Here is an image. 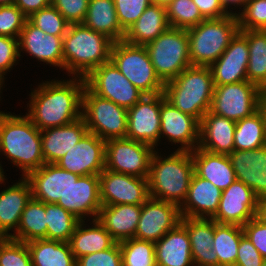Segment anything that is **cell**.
<instances>
[{
	"mask_svg": "<svg viewBox=\"0 0 266 266\" xmlns=\"http://www.w3.org/2000/svg\"><path fill=\"white\" fill-rule=\"evenodd\" d=\"M256 217L266 224V197L258 199Z\"/></svg>",
	"mask_w": 266,
	"mask_h": 266,
	"instance_id": "cell-55",
	"label": "cell"
},
{
	"mask_svg": "<svg viewBox=\"0 0 266 266\" xmlns=\"http://www.w3.org/2000/svg\"><path fill=\"white\" fill-rule=\"evenodd\" d=\"M193 151L191 154L194 172L198 176L210 181L222 191L236 180V174L228 155L211 153L199 147Z\"/></svg>",
	"mask_w": 266,
	"mask_h": 266,
	"instance_id": "cell-30",
	"label": "cell"
},
{
	"mask_svg": "<svg viewBox=\"0 0 266 266\" xmlns=\"http://www.w3.org/2000/svg\"><path fill=\"white\" fill-rule=\"evenodd\" d=\"M239 31L238 18L234 15L204 19L188 28L192 66H210L219 59Z\"/></svg>",
	"mask_w": 266,
	"mask_h": 266,
	"instance_id": "cell-6",
	"label": "cell"
},
{
	"mask_svg": "<svg viewBox=\"0 0 266 266\" xmlns=\"http://www.w3.org/2000/svg\"><path fill=\"white\" fill-rule=\"evenodd\" d=\"M265 92L248 80L215 86L210 112L234 121L258 111Z\"/></svg>",
	"mask_w": 266,
	"mask_h": 266,
	"instance_id": "cell-10",
	"label": "cell"
},
{
	"mask_svg": "<svg viewBox=\"0 0 266 266\" xmlns=\"http://www.w3.org/2000/svg\"><path fill=\"white\" fill-rule=\"evenodd\" d=\"M181 218L178 205L150 197L142 205L134 238L155 243L174 229Z\"/></svg>",
	"mask_w": 266,
	"mask_h": 266,
	"instance_id": "cell-16",
	"label": "cell"
},
{
	"mask_svg": "<svg viewBox=\"0 0 266 266\" xmlns=\"http://www.w3.org/2000/svg\"><path fill=\"white\" fill-rule=\"evenodd\" d=\"M170 27L188 29L204 20L192 0H174L166 7Z\"/></svg>",
	"mask_w": 266,
	"mask_h": 266,
	"instance_id": "cell-42",
	"label": "cell"
},
{
	"mask_svg": "<svg viewBox=\"0 0 266 266\" xmlns=\"http://www.w3.org/2000/svg\"><path fill=\"white\" fill-rule=\"evenodd\" d=\"M10 238L25 243L47 239L45 203L32 197L22 212L17 231Z\"/></svg>",
	"mask_w": 266,
	"mask_h": 266,
	"instance_id": "cell-36",
	"label": "cell"
},
{
	"mask_svg": "<svg viewBox=\"0 0 266 266\" xmlns=\"http://www.w3.org/2000/svg\"><path fill=\"white\" fill-rule=\"evenodd\" d=\"M2 82H3V81L0 79V89H1V87H2Z\"/></svg>",
	"mask_w": 266,
	"mask_h": 266,
	"instance_id": "cell-62",
	"label": "cell"
},
{
	"mask_svg": "<svg viewBox=\"0 0 266 266\" xmlns=\"http://www.w3.org/2000/svg\"><path fill=\"white\" fill-rule=\"evenodd\" d=\"M121 28L127 30L138 20L151 0H113Z\"/></svg>",
	"mask_w": 266,
	"mask_h": 266,
	"instance_id": "cell-47",
	"label": "cell"
},
{
	"mask_svg": "<svg viewBox=\"0 0 266 266\" xmlns=\"http://www.w3.org/2000/svg\"><path fill=\"white\" fill-rule=\"evenodd\" d=\"M84 79L92 93L125 109L132 108L145 95L111 61L92 70Z\"/></svg>",
	"mask_w": 266,
	"mask_h": 266,
	"instance_id": "cell-11",
	"label": "cell"
},
{
	"mask_svg": "<svg viewBox=\"0 0 266 266\" xmlns=\"http://www.w3.org/2000/svg\"><path fill=\"white\" fill-rule=\"evenodd\" d=\"M243 232L261 256L266 259V224L255 216L243 226Z\"/></svg>",
	"mask_w": 266,
	"mask_h": 266,
	"instance_id": "cell-51",
	"label": "cell"
},
{
	"mask_svg": "<svg viewBox=\"0 0 266 266\" xmlns=\"http://www.w3.org/2000/svg\"><path fill=\"white\" fill-rule=\"evenodd\" d=\"M145 48L157 76L164 84L192 66L187 29L169 27Z\"/></svg>",
	"mask_w": 266,
	"mask_h": 266,
	"instance_id": "cell-7",
	"label": "cell"
},
{
	"mask_svg": "<svg viewBox=\"0 0 266 266\" xmlns=\"http://www.w3.org/2000/svg\"><path fill=\"white\" fill-rule=\"evenodd\" d=\"M260 112H261V115L263 117V121H264V127H265V133H266V93L259 105V109H258Z\"/></svg>",
	"mask_w": 266,
	"mask_h": 266,
	"instance_id": "cell-57",
	"label": "cell"
},
{
	"mask_svg": "<svg viewBox=\"0 0 266 266\" xmlns=\"http://www.w3.org/2000/svg\"><path fill=\"white\" fill-rule=\"evenodd\" d=\"M142 205L101 206L97 220L116 242L134 238Z\"/></svg>",
	"mask_w": 266,
	"mask_h": 266,
	"instance_id": "cell-29",
	"label": "cell"
},
{
	"mask_svg": "<svg viewBox=\"0 0 266 266\" xmlns=\"http://www.w3.org/2000/svg\"><path fill=\"white\" fill-rule=\"evenodd\" d=\"M119 244L122 266H156L154 242L130 238Z\"/></svg>",
	"mask_w": 266,
	"mask_h": 266,
	"instance_id": "cell-41",
	"label": "cell"
},
{
	"mask_svg": "<svg viewBox=\"0 0 266 266\" xmlns=\"http://www.w3.org/2000/svg\"><path fill=\"white\" fill-rule=\"evenodd\" d=\"M236 121L208 111L200 121L199 148L215 154L234 151Z\"/></svg>",
	"mask_w": 266,
	"mask_h": 266,
	"instance_id": "cell-24",
	"label": "cell"
},
{
	"mask_svg": "<svg viewBox=\"0 0 266 266\" xmlns=\"http://www.w3.org/2000/svg\"><path fill=\"white\" fill-rule=\"evenodd\" d=\"M76 266H122L119 242H115L106 250L77 258Z\"/></svg>",
	"mask_w": 266,
	"mask_h": 266,
	"instance_id": "cell-48",
	"label": "cell"
},
{
	"mask_svg": "<svg viewBox=\"0 0 266 266\" xmlns=\"http://www.w3.org/2000/svg\"><path fill=\"white\" fill-rule=\"evenodd\" d=\"M80 176L61 169L56 164L45 163L25 178L31 186L32 197L43 203L56 204Z\"/></svg>",
	"mask_w": 266,
	"mask_h": 266,
	"instance_id": "cell-20",
	"label": "cell"
},
{
	"mask_svg": "<svg viewBox=\"0 0 266 266\" xmlns=\"http://www.w3.org/2000/svg\"><path fill=\"white\" fill-rule=\"evenodd\" d=\"M18 38L0 36V79L3 81L4 73L16 63L20 57Z\"/></svg>",
	"mask_w": 266,
	"mask_h": 266,
	"instance_id": "cell-50",
	"label": "cell"
},
{
	"mask_svg": "<svg viewBox=\"0 0 266 266\" xmlns=\"http://www.w3.org/2000/svg\"><path fill=\"white\" fill-rule=\"evenodd\" d=\"M28 20L44 33L55 36H64L69 26V23L52 4L33 13Z\"/></svg>",
	"mask_w": 266,
	"mask_h": 266,
	"instance_id": "cell-43",
	"label": "cell"
},
{
	"mask_svg": "<svg viewBox=\"0 0 266 266\" xmlns=\"http://www.w3.org/2000/svg\"><path fill=\"white\" fill-rule=\"evenodd\" d=\"M3 181H4V174H3L2 167L0 166V182L2 183Z\"/></svg>",
	"mask_w": 266,
	"mask_h": 266,
	"instance_id": "cell-60",
	"label": "cell"
},
{
	"mask_svg": "<svg viewBox=\"0 0 266 266\" xmlns=\"http://www.w3.org/2000/svg\"><path fill=\"white\" fill-rule=\"evenodd\" d=\"M154 151L149 169L150 197L181 206L185 201L194 174L190 151L176 150L162 160Z\"/></svg>",
	"mask_w": 266,
	"mask_h": 266,
	"instance_id": "cell-3",
	"label": "cell"
},
{
	"mask_svg": "<svg viewBox=\"0 0 266 266\" xmlns=\"http://www.w3.org/2000/svg\"><path fill=\"white\" fill-rule=\"evenodd\" d=\"M32 266H76L69 242L38 239L27 243Z\"/></svg>",
	"mask_w": 266,
	"mask_h": 266,
	"instance_id": "cell-35",
	"label": "cell"
},
{
	"mask_svg": "<svg viewBox=\"0 0 266 266\" xmlns=\"http://www.w3.org/2000/svg\"><path fill=\"white\" fill-rule=\"evenodd\" d=\"M18 45L38 60L64 68L63 36L44 33L27 19L19 35Z\"/></svg>",
	"mask_w": 266,
	"mask_h": 266,
	"instance_id": "cell-23",
	"label": "cell"
},
{
	"mask_svg": "<svg viewBox=\"0 0 266 266\" xmlns=\"http://www.w3.org/2000/svg\"><path fill=\"white\" fill-rule=\"evenodd\" d=\"M264 260L252 242L243 235L238 246L235 266H262Z\"/></svg>",
	"mask_w": 266,
	"mask_h": 266,
	"instance_id": "cell-52",
	"label": "cell"
},
{
	"mask_svg": "<svg viewBox=\"0 0 266 266\" xmlns=\"http://www.w3.org/2000/svg\"><path fill=\"white\" fill-rule=\"evenodd\" d=\"M47 239L69 242L80 220L57 204L45 203Z\"/></svg>",
	"mask_w": 266,
	"mask_h": 266,
	"instance_id": "cell-40",
	"label": "cell"
},
{
	"mask_svg": "<svg viewBox=\"0 0 266 266\" xmlns=\"http://www.w3.org/2000/svg\"><path fill=\"white\" fill-rule=\"evenodd\" d=\"M153 147L128 138L110 139L105 145V169L148 178Z\"/></svg>",
	"mask_w": 266,
	"mask_h": 266,
	"instance_id": "cell-12",
	"label": "cell"
},
{
	"mask_svg": "<svg viewBox=\"0 0 266 266\" xmlns=\"http://www.w3.org/2000/svg\"><path fill=\"white\" fill-rule=\"evenodd\" d=\"M83 222L80 220L69 240L75 259L106 250L116 242L97 219L92 228H82Z\"/></svg>",
	"mask_w": 266,
	"mask_h": 266,
	"instance_id": "cell-34",
	"label": "cell"
},
{
	"mask_svg": "<svg viewBox=\"0 0 266 266\" xmlns=\"http://www.w3.org/2000/svg\"><path fill=\"white\" fill-rule=\"evenodd\" d=\"M262 266H266V259L264 260Z\"/></svg>",
	"mask_w": 266,
	"mask_h": 266,
	"instance_id": "cell-61",
	"label": "cell"
},
{
	"mask_svg": "<svg viewBox=\"0 0 266 266\" xmlns=\"http://www.w3.org/2000/svg\"><path fill=\"white\" fill-rule=\"evenodd\" d=\"M51 4L62 14L69 24L83 23L89 0H51Z\"/></svg>",
	"mask_w": 266,
	"mask_h": 266,
	"instance_id": "cell-49",
	"label": "cell"
},
{
	"mask_svg": "<svg viewBox=\"0 0 266 266\" xmlns=\"http://www.w3.org/2000/svg\"><path fill=\"white\" fill-rule=\"evenodd\" d=\"M247 2H248V0H220V3L222 5L224 11L226 13H228L229 15H234L236 17L238 16V14L237 13H232V12L229 13L228 10H227L229 7H227V6H229L230 4L231 5L234 4V6H235V4L239 5V6L242 5V6H244L243 7V9H244L246 4H247Z\"/></svg>",
	"mask_w": 266,
	"mask_h": 266,
	"instance_id": "cell-56",
	"label": "cell"
},
{
	"mask_svg": "<svg viewBox=\"0 0 266 266\" xmlns=\"http://www.w3.org/2000/svg\"><path fill=\"white\" fill-rule=\"evenodd\" d=\"M81 117L88 132L104 141L126 138L127 109L92 93L86 86L82 93Z\"/></svg>",
	"mask_w": 266,
	"mask_h": 266,
	"instance_id": "cell-9",
	"label": "cell"
},
{
	"mask_svg": "<svg viewBox=\"0 0 266 266\" xmlns=\"http://www.w3.org/2000/svg\"><path fill=\"white\" fill-rule=\"evenodd\" d=\"M214 82L209 66H190L164 84L165 99L199 121L210 111Z\"/></svg>",
	"mask_w": 266,
	"mask_h": 266,
	"instance_id": "cell-5",
	"label": "cell"
},
{
	"mask_svg": "<svg viewBox=\"0 0 266 266\" xmlns=\"http://www.w3.org/2000/svg\"><path fill=\"white\" fill-rule=\"evenodd\" d=\"M78 81V82H76ZM85 79L42 83L31 93L26 116L41 131L70 124L81 118Z\"/></svg>",
	"mask_w": 266,
	"mask_h": 266,
	"instance_id": "cell-1",
	"label": "cell"
},
{
	"mask_svg": "<svg viewBox=\"0 0 266 266\" xmlns=\"http://www.w3.org/2000/svg\"><path fill=\"white\" fill-rule=\"evenodd\" d=\"M56 204L71 212L79 220H83L86 214H92L94 219H97L102 206L99 175L80 176Z\"/></svg>",
	"mask_w": 266,
	"mask_h": 266,
	"instance_id": "cell-21",
	"label": "cell"
},
{
	"mask_svg": "<svg viewBox=\"0 0 266 266\" xmlns=\"http://www.w3.org/2000/svg\"><path fill=\"white\" fill-rule=\"evenodd\" d=\"M169 27L166 7L151 4L127 30L124 40L134 45L145 46Z\"/></svg>",
	"mask_w": 266,
	"mask_h": 266,
	"instance_id": "cell-32",
	"label": "cell"
},
{
	"mask_svg": "<svg viewBox=\"0 0 266 266\" xmlns=\"http://www.w3.org/2000/svg\"><path fill=\"white\" fill-rule=\"evenodd\" d=\"M258 198L253 190L240 180H235L222 191L218 211L212 217L219 224L244 226L257 214Z\"/></svg>",
	"mask_w": 266,
	"mask_h": 266,
	"instance_id": "cell-17",
	"label": "cell"
},
{
	"mask_svg": "<svg viewBox=\"0 0 266 266\" xmlns=\"http://www.w3.org/2000/svg\"><path fill=\"white\" fill-rule=\"evenodd\" d=\"M221 196V189L194 172L186 199L180 206L181 217L206 218L205 214L212 218L218 211Z\"/></svg>",
	"mask_w": 266,
	"mask_h": 266,
	"instance_id": "cell-26",
	"label": "cell"
},
{
	"mask_svg": "<svg viewBox=\"0 0 266 266\" xmlns=\"http://www.w3.org/2000/svg\"><path fill=\"white\" fill-rule=\"evenodd\" d=\"M228 157L236 179L250 187L258 199L266 197V145L251 151L234 150Z\"/></svg>",
	"mask_w": 266,
	"mask_h": 266,
	"instance_id": "cell-22",
	"label": "cell"
},
{
	"mask_svg": "<svg viewBox=\"0 0 266 266\" xmlns=\"http://www.w3.org/2000/svg\"><path fill=\"white\" fill-rule=\"evenodd\" d=\"M173 1L174 0H151L152 4L160 5V6H163V7H167Z\"/></svg>",
	"mask_w": 266,
	"mask_h": 266,
	"instance_id": "cell-58",
	"label": "cell"
},
{
	"mask_svg": "<svg viewBox=\"0 0 266 266\" xmlns=\"http://www.w3.org/2000/svg\"><path fill=\"white\" fill-rule=\"evenodd\" d=\"M248 61L249 45L247 37L239 31L219 59L209 66L214 86L248 80Z\"/></svg>",
	"mask_w": 266,
	"mask_h": 266,
	"instance_id": "cell-19",
	"label": "cell"
},
{
	"mask_svg": "<svg viewBox=\"0 0 266 266\" xmlns=\"http://www.w3.org/2000/svg\"><path fill=\"white\" fill-rule=\"evenodd\" d=\"M15 0H0V5L4 4H14Z\"/></svg>",
	"mask_w": 266,
	"mask_h": 266,
	"instance_id": "cell-59",
	"label": "cell"
},
{
	"mask_svg": "<svg viewBox=\"0 0 266 266\" xmlns=\"http://www.w3.org/2000/svg\"><path fill=\"white\" fill-rule=\"evenodd\" d=\"M160 120V138L163 134L170 142L180 143L182 147L177 150L191 152L199 146L200 121L173 106L165 99L163 93H161Z\"/></svg>",
	"mask_w": 266,
	"mask_h": 266,
	"instance_id": "cell-18",
	"label": "cell"
},
{
	"mask_svg": "<svg viewBox=\"0 0 266 266\" xmlns=\"http://www.w3.org/2000/svg\"><path fill=\"white\" fill-rule=\"evenodd\" d=\"M243 235L242 226L219 224L215 221L212 249L218 256V266H235L238 246Z\"/></svg>",
	"mask_w": 266,
	"mask_h": 266,
	"instance_id": "cell-38",
	"label": "cell"
},
{
	"mask_svg": "<svg viewBox=\"0 0 266 266\" xmlns=\"http://www.w3.org/2000/svg\"><path fill=\"white\" fill-rule=\"evenodd\" d=\"M83 24L114 42L124 40L126 32L118 21L113 0H89Z\"/></svg>",
	"mask_w": 266,
	"mask_h": 266,
	"instance_id": "cell-33",
	"label": "cell"
},
{
	"mask_svg": "<svg viewBox=\"0 0 266 266\" xmlns=\"http://www.w3.org/2000/svg\"><path fill=\"white\" fill-rule=\"evenodd\" d=\"M110 61L145 95L163 93L164 83L157 76L145 46L125 40L114 42Z\"/></svg>",
	"mask_w": 266,
	"mask_h": 266,
	"instance_id": "cell-8",
	"label": "cell"
},
{
	"mask_svg": "<svg viewBox=\"0 0 266 266\" xmlns=\"http://www.w3.org/2000/svg\"><path fill=\"white\" fill-rule=\"evenodd\" d=\"M199 9L204 19H215L228 16L220 3V0H192Z\"/></svg>",
	"mask_w": 266,
	"mask_h": 266,
	"instance_id": "cell-53",
	"label": "cell"
},
{
	"mask_svg": "<svg viewBox=\"0 0 266 266\" xmlns=\"http://www.w3.org/2000/svg\"><path fill=\"white\" fill-rule=\"evenodd\" d=\"M180 223L187 229L191 255L195 266H218L213 247L215 221L212 218L182 217Z\"/></svg>",
	"mask_w": 266,
	"mask_h": 266,
	"instance_id": "cell-27",
	"label": "cell"
},
{
	"mask_svg": "<svg viewBox=\"0 0 266 266\" xmlns=\"http://www.w3.org/2000/svg\"><path fill=\"white\" fill-rule=\"evenodd\" d=\"M237 18L240 30H266V0H248Z\"/></svg>",
	"mask_w": 266,
	"mask_h": 266,
	"instance_id": "cell-45",
	"label": "cell"
},
{
	"mask_svg": "<svg viewBox=\"0 0 266 266\" xmlns=\"http://www.w3.org/2000/svg\"><path fill=\"white\" fill-rule=\"evenodd\" d=\"M161 93L144 95L132 108L127 109L126 138L154 145L160 139Z\"/></svg>",
	"mask_w": 266,
	"mask_h": 266,
	"instance_id": "cell-14",
	"label": "cell"
},
{
	"mask_svg": "<svg viewBox=\"0 0 266 266\" xmlns=\"http://www.w3.org/2000/svg\"><path fill=\"white\" fill-rule=\"evenodd\" d=\"M0 150L23 170L24 177L45 164L41 131L27 116L0 112Z\"/></svg>",
	"mask_w": 266,
	"mask_h": 266,
	"instance_id": "cell-2",
	"label": "cell"
},
{
	"mask_svg": "<svg viewBox=\"0 0 266 266\" xmlns=\"http://www.w3.org/2000/svg\"><path fill=\"white\" fill-rule=\"evenodd\" d=\"M0 266H32L27 243L0 238Z\"/></svg>",
	"mask_w": 266,
	"mask_h": 266,
	"instance_id": "cell-44",
	"label": "cell"
},
{
	"mask_svg": "<svg viewBox=\"0 0 266 266\" xmlns=\"http://www.w3.org/2000/svg\"><path fill=\"white\" fill-rule=\"evenodd\" d=\"M32 198L31 186L23 177L19 183L0 193V238H8V232L17 231L20 218L27 202Z\"/></svg>",
	"mask_w": 266,
	"mask_h": 266,
	"instance_id": "cell-31",
	"label": "cell"
},
{
	"mask_svg": "<svg viewBox=\"0 0 266 266\" xmlns=\"http://www.w3.org/2000/svg\"><path fill=\"white\" fill-rule=\"evenodd\" d=\"M99 179L102 206L143 205L150 198L147 178L104 169Z\"/></svg>",
	"mask_w": 266,
	"mask_h": 266,
	"instance_id": "cell-13",
	"label": "cell"
},
{
	"mask_svg": "<svg viewBox=\"0 0 266 266\" xmlns=\"http://www.w3.org/2000/svg\"><path fill=\"white\" fill-rule=\"evenodd\" d=\"M249 45L247 78L266 93V30H240Z\"/></svg>",
	"mask_w": 266,
	"mask_h": 266,
	"instance_id": "cell-37",
	"label": "cell"
},
{
	"mask_svg": "<svg viewBox=\"0 0 266 266\" xmlns=\"http://www.w3.org/2000/svg\"><path fill=\"white\" fill-rule=\"evenodd\" d=\"M105 145L106 141L87 132L55 164L79 176L99 175L105 169Z\"/></svg>",
	"mask_w": 266,
	"mask_h": 266,
	"instance_id": "cell-15",
	"label": "cell"
},
{
	"mask_svg": "<svg viewBox=\"0 0 266 266\" xmlns=\"http://www.w3.org/2000/svg\"><path fill=\"white\" fill-rule=\"evenodd\" d=\"M265 145L264 121L259 110L249 117L236 121L234 150L251 151Z\"/></svg>",
	"mask_w": 266,
	"mask_h": 266,
	"instance_id": "cell-39",
	"label": "cell"
},
{
	"mask_svg": "<svg viewBox=\"0 0 266 266\" xmlns=\"http://www.w3.org/2000/svg\"><path fill=\"white\" fill-rule=\"evenodd\" d=\"M156 266H194L187 229L179 223L155 242Z\"/></svg>",
	"mask_w": 266,
	"mask_h": 266,
	"instance_id": "cell-28",
	"label": "cell"
},
{
	"mask_svg": "<svg viewBox=\"0 0 266 266\" xmlns=\"http://www.w3.org/2000/svg\"><path fill=\"white\" fill-rule=\"evenodd\" d=\"M27 19L15 4L0 5V36L19 38Z\"/></svg>",
	"mask_w": 266,
	"mask_h": 266,
	"instance_id": "cell-46",
	"label": "cell"
},
{
	"mask_svg": "<svg viewBox=\"0 0 266 266\" xmlns=\"http://www.w3.org/2000/svg\"><path fill=\"white\" fill-rule=\"evenodd\" d=\"M87 132L88 128L82 117L67 125L41 130L42 155L45 163L55 164Z\"/></svg>",
	"mask_w": 266,
	"mask_h": 266,
	"instance_id": "cell-25",
	"label": "cell"
},
{
	"mask_svg": "<svg viewBox=\"0 0 266 266\" xmlns=\"http://www.w3.org/2000/svg\"><path fill=\"white\" fill-rule=\"evenodd\" d=\"M14 4L28 18L40 9L51 5V0H15Z\"/></svg>",
	"mask_w": 266,
	"mask_h": 266,
	"instance_id": "cell-54",
	"label": "cell"
},
{
	"mask_svg": "<svg viewBox=\"0 0 266 266\" xmlns=\"http://www.w3.org/2000/svg\"><path fill=\"white\" fill-rule=\"evenodd\" d=\"M113 43L83 23L69 24L63 36L64 69L85 78L95 68L110 62Z\"/></svg>",
	"mask_w": 266,
	"mask_h": 266,
	"instance_id": "cell-4",
	"label": "cell"
}]
</instances>
